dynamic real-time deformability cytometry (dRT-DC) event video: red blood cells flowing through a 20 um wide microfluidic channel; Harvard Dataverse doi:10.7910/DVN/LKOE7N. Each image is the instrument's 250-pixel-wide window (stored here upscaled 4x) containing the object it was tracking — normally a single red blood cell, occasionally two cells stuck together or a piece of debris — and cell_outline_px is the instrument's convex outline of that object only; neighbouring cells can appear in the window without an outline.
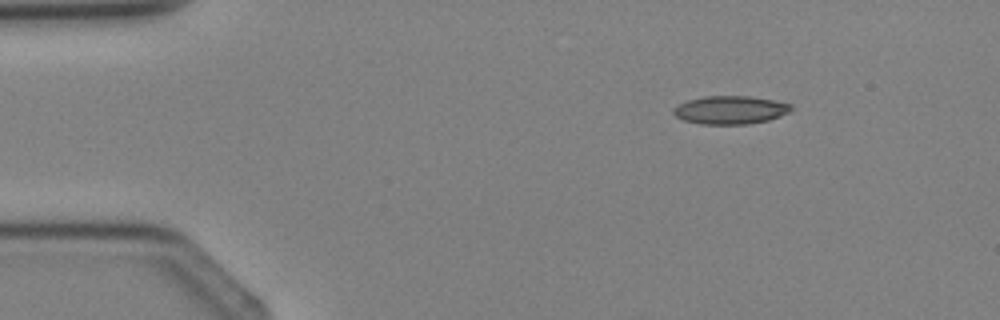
{"species": "Egyptian fruit bat (a non-hibernating species)", "species_latin": "Rousettus aegyptiacus", "temperature_condition": "cold", "stored_images_in_passage": 2, "camera_frame_rate_fps": 3000, "um_per_image_px": 0.085, "animal": {"sex": "female"}, "frame": {"image": 1, "passage_image": 1, "time_ms": 0.0, "image_size_px": [1000, 320], "cell_outline_px": [[792, 112], [768, 120], [748, 124], [700, 124], [684, 120], [676, 116], [672, 112], [672, 108], [688, 100], [704, 96], [748, 96], [772, 100], [792, 104]], "centroid_in_image_um": [62.09, 9.35], "position_along_channel_um": 22.9, "area_um2": 19.36}}